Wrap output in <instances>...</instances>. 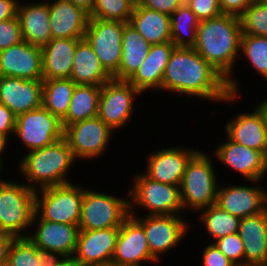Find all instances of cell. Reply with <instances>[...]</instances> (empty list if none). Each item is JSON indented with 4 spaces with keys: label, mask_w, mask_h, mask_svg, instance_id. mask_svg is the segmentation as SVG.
Masks as SVG:
<instances>
[{
    "label": "cell",
    "mask_w": 267,
    "mask_h": 266,
    "mask_svg": "<svg viewBox=\"0 0 267 266\" xmlns=\"http://www.w3.org/2000/svg\"><path fill=\"white\" fill-rule=\"evenodd\" d=\"M137 220L143 225L150 253L156 260L160 253L177 245L188 230L185 221L176 215H147Z\"/></svg>",
    "instance_id": "obj_16"
},
{
    "label": "cell",
    "mask_w": 267,
    "mask_h": 266,
    "mask_svg": "<svg viewBox=\"0 0 267 266\" xmlns=\"http://www.w3.org/2000/svg\"><path fill=\"white\" fill-rule=\"evenodd\" d=\"M77 7L83 9L89 15L92 13L95 0H69Z\"/></svg>",
    "instance_id": "obj_49"
},
{
    "label": "cell",
    "mask_w": 267,
    "mask_h": 266,
    "mask_svg": "<svg viewBox=\"0 0 267 266\" xmlns=\"http://www.w3.org/2000/svg\"><path fill=\"white\" fill-rule=\"evenodd\" d=\"M129 215L130 201L85 189L78 222L79 230L120 228Z\"/></svg>",
    "instance_id": "obj_7"
},
{
    "label": "cell",
    "mask_w": 267,
    "mask_h": 266,
    "mask_svg": "<svg viewBox=\"0 0 267 266\" xmlns=\"http://www.w3.org/2000/svg\"><path fill=\"white\" fill-rule=\"evenodd\" d=\"M16 126V115L6 106L0 104V134L7 138L9 133L14 134Z\"/></svg>",
    "instance_id": "obj_44"
},
{
    "label": "cell",
    "mask_w": 267,
    "mask_h": 266,
    "mask_svg": "<svg viewBox=\"0 0 267 266\" xmlns=\"http://www.w3.org/2000/svg\"><path fill=\"white\" fill-rule=\"evenodd\" d=\"M214 170L212 161L204 152L197 151L191 157L179 186L183 209L188 206V209L202 211L216 204L218 187Z\"/></svg>",
    "instance_id": "obj_4"
},
{
    "label": "cell",
    "mask_w": 267,
    "mask_h": 266,
    "mask_svg": "<svg viewBox=\"0 0 267 266\" xmlns=\"http://www.w3.org/2000/svg\"><path fill=\"white\" fill-rule=\"evenodd\" d=\"M162 90L202 99L231 101L227 80L194 48L175 47L162 79Z\"/></svg>",
    "instance_id": "obj_1"
},
{
    "label": "cell",
    "mask_w": 267,
    "mask_h": 266,
    "mask_svg": "<svg viewBox=\"0 0 267 266\" xmlns=\"http://www.w3.org/2000/svg\"><path fill=\"white\" fill-rule=\"evenodd\" d=\"M214 153L219 161L251 182L259 181L267 172V156L263 152L237 144L229 138Z\"/></svg>",
    "instance_id": "obj_20"
},
{
    "label": "cell",
    "mask_w": 267,
    "mask_h": 266,
    "mask_svg": "<svg viewBox=\"0 0 267 266\" xmlns=\"http://www.w3.org/2000/svg\"><path fill=\"white\" fill-rule=\"evenodd\" d=\"M205 209L200 218L205 223L207 232L215 240L238 232L241 220L239 217L233 216L216 204Z\"/></svg>",
    "instance_id": "obj_34"
},
{
    "label": "cell",
    "mask_w": 267,
    "mask_h": 266,
    "mask_svg": "<svg viewBox=\"0 0 267 266\" xmlns=\"http://www.w3.org/2000/svg\"><path fill=\"white\" fill-rule=\"evenodd\" d=\"M171 42L175 47L194 48L200 20L184 1L171 15ZM182 34H187L184 37Z\"/></svg>",
    "instance_id": "obj_33"
},
{
    "label": "cell",
    "mask_w": 267,
    "mask_h": 266,
    "mask_svg": "<svg viewBox=\"0 0 267 266\" xmlns=\"http://www.w3.org/2000/svg\"><path fill=\"white\" fill-rule=\"evenodd\" d=\"M143 261H157L150 253L143 225L134 213L120 226L111 260L117 266H141Z\"/></svg>",
    "instance_id": "obj_13"
},
{
    "label": "cell",
    "mask_w": 267,
    "mask_h": 266,
    "mask_svg": "<svg viewBox=\"0 0 267 266\" xmlns=\"http://www.w3.org/2000/svg\"><path fill=\"white\" fill-rule=\"evenodd\" d=\"M216 205L242 219L264 212L267 209V194L255 186L234 185L221 189L219 187Z\"/></svg>",
    "instance_id": "obj_19"
},
{
    "label": "cell",
    "mask_w": 267,
    "mask_h": 266,
    "mask_svg": "<svg viewBox=\"0 0 267 266\" xmlns=\"http://www.w3.org/2000/svg\"><path fill=\"white\" fill-rule=\"evenodd\" d=\"M35 193L28 185L0 180V232L27 237L22 229L39 217L35 213Z\"/></svg>",
    "instance_id": "obj_5"
},
{
    "label": "cell",
    "mask_w": 267,
    "mask_h": 266,
    "mask_svg": "<svg viewBox=\"0 0 267 266\" xmlns=\"http://www.w3.org/2000/svg\"><path fill=\"white\" fill-rule=\"evenodd\" d=\"M151 44L129 23L122 36V58L119 70L112 76L117 80H129L139 69L149 53Z\"/></svg>",
    "instance_id": "obj_30"
},
{
    "label": "cell",
    "mask_w": 267,
    "mask_h": 266,
    "mask_svg": "<svg viewBox=\"0 0 267 266\" xmlns=\"http://www.w3.org/2000/svg\"><path fill=\"white\" fill-rule=\"evenodd\" d=\"M70 78L79 85L102 86L113 77L104 69L91 45L83 38L76 46Z\"/></svg>",
    "instance_id": "obj_28"
},
{
    "label": "cell",
    "mask_w": 267,
    "mask_h": 266,
    "mask_svg": "<svg viewBox=\"0 0 267 266\" xmlns=\"http://www.w3.org/2000/svg\"><path fill=\"white\" fill-rule=\"evenodd\" d=\"M137 176L134 178V188L128 193V197H132L130 213L134 212L133 203L149 209L150 215H176L183 209L179 186L156 182L145 174Z\"/></svg>",
    "instance_id": "obj_10"
},
{
    "label": "cell",
    "mask_w": 267,
    "mask_h": 266,
    "mask_svg": "<svg viewBox=\"0 0 267 266\" xmlns=\"http://www.w3.org/2000/svg\"><path fill=\"white\" fill-rule=\"evenodd\" d=\"M136 0H95L90 18L129 23Z\"/></svg>",
    "instance_id": "obj_36"
},
{
    "label": "cell",
    "mask_w": 267,
    "mask_h": 266,
    "mask_svg": "<svg viewBox=\"0 0 267 266\" xmlns=\"http://www.w3.org/2000/svg\"><path fill=\"white\" fill-rule=\"evenodd\" d=\"M240 17L221 14L200 21L194 49L226 80L229 93L237 95V82L231 76L232 67L241 46Z\"/></svg>",
    "instance_id": "obj_2"
},
{
    "label": "cell",
    "mask_w": 267,
    "mask_h": 266,
    "mask_svg": "<svg viewBox=\"0 0 267 266\" xmlns=\"http://www.w3.org/2000/svg\"><path fill=\"white\" fill-rule=\"evenodd\" d=\"M214 245L236 266H245L243 241L238 232L217 239Z\"/></svg>",
    "instance_id": "obj_39"
},
{
    "label": "cell",
    "mask_w": 267,
    "mask_h": 266,
    "mask_svg": "<svg viewBox=\"0 0 267 266\" xmlns=\"http://www.w3.org/2000/svg\"><path fill=\"white\" fill-rule=\"evenodd\" d=\"M75 160L73 151L63 137L49 146L30 151L20 161L19 167L30 182L27 185L37 191L33 182L41 183V189L70 183L65 179V174Z\"/></svg>",
    "instance_id": "obj_3"
},
{
    "label": "cell",
    "mask_w": 267,
    "mask_h": 266,
    "mask_svg": "<svg viewBox=\"0 0 267 266\" xmlns=\"http://www.w3.org/2000/svg\"><path fill=\"white\" fill-rule=\"evenodd\" d=\"M204 266H236L215 245H208L203 252Z\"/></svg>",
    "instance_id": "obj_42"
},
{
    "label": "cell",
    "mask_w": 267,
    "mask_h": 266,
    "mask_svg": "<svg viewBox=\"0 0 267 266\" xmlns=\"http://www.w3.org/2000/svg\"><path fill=\"white\" fill-rule=\"evenodd\" d=\"M7 140L8 138L6 136H4L3 134H0V154L4 152L3 150L5 149V146L7 144L6 142H8ZM1 168H2V161L0 157V170Z\"/></svg>",
    "instance_id": "obj_51"
},
{
    "label": "cell",
    "mask_w": 267,
    "mask_h": 266,
    "mask_svg": "<svg viewBox=\"0 0 267 266\" xmlns=\"http://www.w3.org/2000/svg\"><path fill=\"white\" fill-rule=\"evenodd\" d=\"M264 4L267 5V0H261Z\"/></svg>",
    "instance_id": "obj_53"
},
{
    "label": "cell",
    "mask_w": 267,
    "mask_h": 266,
    "mask_svg": "<svg viewBox=\"0 0 267 266\" xmlns=\"http://www.w3.org/2000/svg\"><path fill=\"white\" fill-rule=\"evenodd\" d=\"M18 4L16 0H0V21L16 17Z\"/></svg>",
    "instance_id": "obj_47"
},
{
    "label": "cell",
    "mask_w": 267,
    "mask_h": 266,
    "mask_svg": "<svg viewBox=\"0 0 267 266\" xmlns=\"http://www.w3.org/2000/svg\"><path fill=\"white\" fill-rule=\"evenodd\" d=\"M16 236L0 232V266L7 265L9 251Z\"/></svg>",
    "instance_id": "obj_46"
},
{
    "label": "cell",
    "mask_w": 267,
    "mask_h": 266,
    "mask_svg": "<svg viewBox=\"0 0 267 266\" xmlns=\"http://www.w3.org/2000/svg\"><path fill=\"white\" fill-rule=\"evenodd\" d=\"M120 228L79 231L72 257L77 266H96L111 263Z\"/></svg>",
    "instance_id": "obj_15"
},
{
    "label": "cell",
    "mask_w": 267,
    "mask_h": 266,
    "mask_svg": "<svg viewBox=\"0 0 267 266\" xmlns=\"http://www.w3.org/2000/svg\"><path fill=\"white\" fill-rule=\"evenodd\" d=\"M112 129L98 116L82 120L64 129V138L75 159L98 157L105 151Z\"/></svg>",
    "instance_id": "obj_12"
},
{
    "label": "cell",
    "mask_w": 267,
    "mask_h": 266,
    "mask_svg": "<svg viewBox=\"0 0 267 266\" xmlns=\"http://www.w3.org/2000/svg\"><path fill=\"white\" fill-rule=\"evenodd\" d=\"M14 134L29 151L49 146L64 137L61 120L43 106L16 116Z\"/></svg>",
    "instance_id": "obj_9"
},
{
    "label": "cell",
    "mask_w": 267,
    "mask_h": 266,
    "mask_svg": "<svg viewBox=\"0 0 267 266\" xmlns=\"http://www.w3.org/2000/svg\"><path fill=\"white\" fill-rule=\"evenodd\" d=\"M255 109L254 113L239 114L227 123V138L267 156V127L261 112L257 107Z\"/></svg>",
    "instance_id": "obj_25"
},
{
    "label": "cell",
    "mask_w": 267,
    "mask_h": 266,
    "mask_svg": "<svg viewBox=\"0 0 267 266\" xmlns=\"http://www.w3.org/2000/svg\"><path fill=\"white\" fill-rule=\"evenodd\" d=\"M240 50L256 71L267 79V37L242 34Z\"/></svg>",
    "instance_id": "obj_37"
},
{
    "label": "cell",
    "mask_w": 267,
    "mask_h": 266,
    "mask_svg": "<svg viewBox=\"0 0 267 266\" xmlns=\"http://www.w3.org/2000/svg\"><path fill=\"white\" fill-rule=\"evenodd\" d=\"M96 266H117L115 264L109 263V264H104V265H96Z\"/></svg>",
    "instance_id": "obj_52"
},
{
    "label": "cell",
    "mask_w": 267,
    "mask_h": 266,
    "mask_svg": "<svg viewBox=\"0 0 267 266\" xmlns=\"http://www.w3.org/2000/svg\"><path fill=\"white\" fill-rule=\"evenodd\" d=\"M74 184L51 186L35 193V213L40 218L60 224L78 225L84 190Z\"/></svg>",
    "instance_id": "obj_6"
},
{
    "label": "cell",
    "mask_w": 267,
    "mask_h": 266,
    "mask_svg": "<svg viewBox=\"0 0 267 266\" xmlns=\"http://www.w3.org/2000/svg\"><path fill=\"white\" fill-rule=\"evenodd\" d=\"M200 21L222 14L219 0H184Z\"/></svg>",
    "instance_id": "obj_41"
},
{
    "label": "cell",
    "mask_w": 267,
    "mask_h": 266,
    "mask_svg": "<svg viewBox=\"0 0 267 266\" xmlns=\"http://www.w3.org/2000/svg\"><path fill=\"white\" fill-rule=\"evenodd\" d=\"M131 24L151 45L171 41V18L165 13L135 3L129 20Z\"/></svg>",
    "instance_id": "obj_29"
},
{
    "label": "cell",
    "mask_w": 267,
    "mask_h": 266,
    "mask_svg": "<svg viewBox=\"0 0 267 266\" xmlns=\"http://www.w3.org/2000/svg\"><path fill=\"white\" fill-rule=\"evenodd\" d=\"M50 258L28 237H16L9 251L7 266H46Z\"/></svg>",
    "instance_id": "obj_35"
},
{
    "label": "cell",
    "mask_w": 267,
    "mask_h": 266,
    "mask_svg": "<svg viewBox=\"0 0 267 266\" xmlns=\"http://www.w3.org/2000/svg\"><path fill=\"white\" fill-rule=\"evenodd\" d=\"M198 150L166 148L150 155L145 175L156 181L180 186L186 165Z\"/></svg>",
    "instance_id": "obj_21"
},
{
    "label": "cell",
    "mask_w": 267,
    "mask_h": 266,
    "mask_svg": "<svg viewBox=\"0 0 267 266\" xmlns=\"http://www.w3.org/2000/svg\"><path fill=\"white\" fill-rule=\"evenodd\" d=\"M43 80L0 76V104L16 116L42 106Z\"/></svg>",
    "instance_id": "obj_18"
},
{
    "label": "cell",
    "mask_w": 267,
    "mask_h": 266,
    "mask_svg": "<svg viewBox=\"0 0 267 266\" xmlns=\"http://www.w3.org/2000/svg\"><path fill=\"white\" fill-rule=\"evenodd\" d=\"M174 48L171 41L151 45L144 62L128 81L141 93L147 89L162 90L163 75Z\"/></svg>",
    "instance_id": "obj_24"
},
{
    "label": "cell",
    "mask_w": 267,
    "mask_h": 266,
    "mask_svg": "<svg viewBox=\"0 0 267 266\" xmlns=\"http://www.w3.org/2000/svg\"><path fill=\"white\" fill-rule=\"evenodd\" d=\"M46 266H77L72 258H50Z\"/></svg>",
    "instance_id": "obj_48"
},
{
    "label": "cell",
    "mask_w": 267,
    "mask_h": 266,
    "mask_svg": "<svg viewBox=\"0 0 267 266\" xmlns=\"http://www.w3.org/2000/svg\"><path fill=\"white\" fill-rule=\"evenodd\" d=\"M141 6L171 15L184 0H136Z\"/></svg>",
    "instance_id": "obj_43"
},
{
    "label": "cell",
    "mask_w": 267,
    "mask_h": 266,
    "mask_svg": "<svg viewBox=\"0 0 267 266\" xmlns=\"http://www.w3.org/2000/svg\"><path fill=\"white\" fill-rule=\"evenodd\" d=\"M102 86L76 84L66 116L61 120L67 126L98 115L99 98Z\"/></svg>",
    "instance_id": "obj_31"
},
{
    "label": "cell",
    "mask_w": 267,
    "mask_h": 266,
    "mask_svg": "<svg viewBox=\"0 0 267 266\" xmlns=\"http://www.w3.org/2000/svg\"><path fill=\"white\" fill-rule=\"evenodd\" d=\"M245 266H267V209L240 220Z\"/></svg>",
    "instance_id": "obj_22"
},
{
    "label": "cell",
    "mask_w": 267,
    "mask_h": 266,
    "mask_svg": "<svg viewBox=\"0 0 267 266\" xmlns=\"http://www.w3.org/2000/svg\"><path fill=\"white\" fill-rule=\"evenodd\" d=\"M258 110L261 112L265 125L267 127V100L260 102V105L257 106Z\"/></svg>",
    "instance_id": "obj_50"
},
{
    "label": "cell",
    "mask_w": 267,
    "mask_h": 266,
    "mask_svg": "<svg viewBox=\"0 0 267 266\" xmlns=\"http://www.w3.org/2000/svg\"><path fill=\"white\" fill-rule=\"evenodd\" d=\"M83 38L51 39L42 47L43 79L70 78L77 43Z\"/></svg>",
    "instance_id": "obj_26"
},
{
    "label": "cell",
    "mask_w": 267,
    "mask_h": 266,
    "mask_svg": "<svg viewBox=\"0 0 267 266\" xmlns=\"http://www.w3.org/2000/svg\"><path fill=\"white\" fill-rule=\"evenodd\" d=\"M242 34L267 37V5L254 0L240 16Z\"/></svg>",
    "instance_id": "obj_38"
},
{
    "label": "cell",
    "mask_w": 267,
    "mask_h": 266,
    "mask_svg": "<svg viewBox=\"0 0 267 266\" xmlns=\"http://www.w3.org/2000/svg\"><path fill=\"white\" fill-rule=\"evenodd\" d=\"M139 94L129 81L112 78L102 85L97 116L113 131L121 128L130 120L133 98Z\"/></svg>",
    "instance_id": "obj_11"
},
{
    "label": "cell",
    "mask_w": 267,
    "mask_h": 266,
    "mask_svg": "<svg viewBox=\"0 0 267 266\" xmlns=\"http://www.w3.org/2000/svg\"><path fill=\"white\" fill-rule=\"evenodd\" d=\"M75 86L71 78L43 79L42 106L62 120L68 112Z\"/></svg>",
    "instance_id": "obj_32"
},
{
    "label": "cell",
    "mask_w": 267,
    "mask_h": 266,
    "mask_svg": "<svg viewBox=\"0 0 267 266\" xmlns=\"http://www.w3.org/2000/svg\"><path fill=\"white\" fill-rule=\"evenodd\" d=\"M23 41L18 17L0 21V51Z\"/></svg>",
    "instance_id": "obj_40"
},
{
    "label": "cell",
    "mask_w": 267,
    "mask_h": 266,
    "mask_svg": "<svg viewBox=\"0 0 267 266\" xmlns=\"http://www.w3.org/2000/svg\"><path fill=\"white\" fill-rule=\"evenodd\" d=\"M0 76L43 80L42 48L22 41L0 51Z\"/></svg>",
    "instance_id": "obj_17"
},
{
    "label": "cell",
    "mask_w": 267,
    "mask_h": 266,
    "mask_svg": "<svg viewBox=\"0 0 267 266\" xmlns=\"http://www.w3.org/2000/svg\"><path fill=\"white\" fill-rule=\"evenodd\" d=\"M38 219L37 233L33 236L27 233V237L51 258H72L77 246L79 226L50 222L40 217Z\"/></svg>",
    "instance_id": "obj_14"
},
{
    "label": "cell",
    "mask_w": 267,
    "mask_h": 266,
    "mask_svg": "<svg viewBox=\"0 0 267 266\" xmlns=\"http://www.w3.org/2000/svg\"><path fill=\"white\" fill-rule=\"evenodd\" d=\"M127 22L89 18L84 38L104 69L113 76L122 58V36Z\"/></svg>",
    "instance_id": "obj_8"
},
{
    "label": "cell",
    "mask_w": 267,
    "mask_h": 266,
    "mask_svg": "<svg viewBox=\"0 0 267 266\" xmlns=\"http://www.w3.org/2000/svg\"><path fill=\"white\" fill-rule=\"evenodd\" d=\"M17 17L23 42L42 48L52 39L47 2L18 4Z\"/></svg>",
    "instance_id": "obj_27"
},
{
    "label": "cell",
    "mask_w": 267,
    "mask_h": 266,
    "mask_svg": "<svg viewBox=\"0 0 267 266\" xmlns=\"http://www.w3.org/2000/svg\"><path fill=\"white\" fill-rule=\"evenodd\" d=\"M48 7L52 39L84 38L90 18L87 12L69 0H56Z\"/></svg>",
    "instance_id": "obj_23"
},
{
    "label": "cell",
    "mask_w": 267,
    "mask_h": 266,
    "mask_svg": "<svg viewBox=\"0 0 267 266\" xmlns=\"http://www.w3.org/2000/svg\"><path fill=\"white\" fill-rule=\"evenodd\" d=\"M254 0H219L222 14L240 17Z\"/></svg>",
    "instance_id": "obj_45"
}]
</instances>
